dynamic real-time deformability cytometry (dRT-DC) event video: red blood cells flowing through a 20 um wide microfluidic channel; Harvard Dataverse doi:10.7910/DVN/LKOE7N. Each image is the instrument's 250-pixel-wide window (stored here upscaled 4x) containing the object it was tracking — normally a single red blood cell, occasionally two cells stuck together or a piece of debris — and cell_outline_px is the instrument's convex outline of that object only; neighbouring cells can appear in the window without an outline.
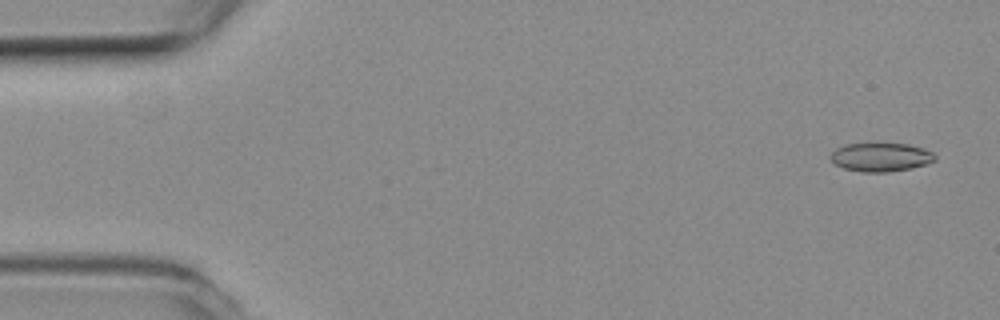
{"species": "common noctule bat (a hibernating species)", "species_latin": "Nyctalus noctula", "temperature_condition": "room temperature", "stored_images_in_passage": 6, "camera_frame_rate_fps": 3000, "um_per_image_px": 0.085, "animal": {"sex": "female", "body_mass_g": 19.3, "forearm_length_mm": 54.1}, "frame": {"image": 1, "passage_image": 1, "time_ms": 0.0, "image_size_px": [1000, 320], "cell_outline_px": [[936, 160], [928, 164], [912, 168], [888, 172], [864, 172], [844, 168], [836, 164], [828, 156], [836, 148], [844, 144], [868, 140], [880, 140], [908, 144], [924, 148], [932, 152], [936, 156]], "centroid_in_image_um": [74.86, 13.28], "position_along_channel_um": 10.1, "area_um2": 18.55}}
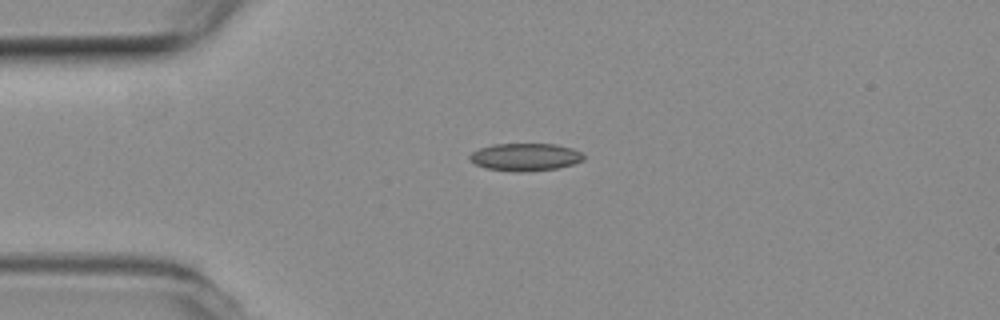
{"frame": {"image": 2, "passage_image": 4, "time_ms": 1.0, "image_size_px": [1000, 320], "cell_outline_px": [[584, 160], [572, 164], [556, 168], [524, 172], [516, 172], [488, 168], [476, 164], [468, 156], [472, 152], [480, 148], [492, 144], [556, 144], [572, 148], [580, 152], [584, 156]], "centroid_in_image_um": [44.66, 13.34], "position_along_channel_um": 40.3, "area_um2": 18.15}}
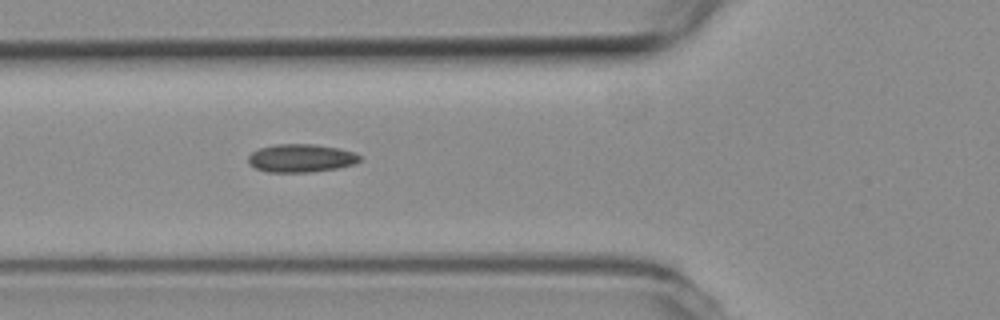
{"frame": {"image": 3, "passage_image": 6, "time_ms": 1.667, "image_size_px": [1000, 320], "cell_outline_px": [[360, 160], [356, 164], [336, 168], [308, 172], [268, 172], [256, 168], [248, 164], [248, 156], [252, 152], [260, 148], [276, 144], [316, 144], [340, 148], [356, 152], [360, 156]], "centroid_in_image_um": [25.6, 13.43], "position_along_channel_um": 100.2, "area_um2": 18.38}}